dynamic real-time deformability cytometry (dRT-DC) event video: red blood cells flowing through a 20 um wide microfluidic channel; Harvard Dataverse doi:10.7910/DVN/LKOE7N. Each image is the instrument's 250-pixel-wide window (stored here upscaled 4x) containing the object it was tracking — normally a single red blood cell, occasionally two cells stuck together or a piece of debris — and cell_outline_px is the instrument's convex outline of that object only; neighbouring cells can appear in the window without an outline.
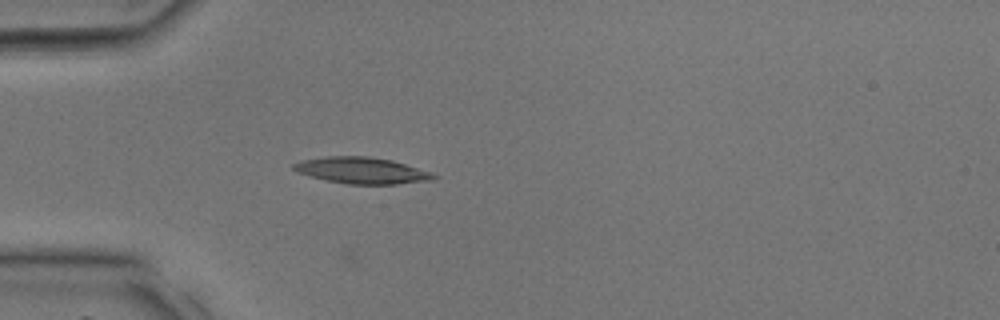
{"species": "common noctule bat (a hibernating species)", "species_latin": "Nyctalus noctula", "temperature_condition": "room temperature", "stored_images_in_passage": 37, "camera_frame_rate_fps": 3000, "um_per_image_px": 0.085, "animal": {"sex": "male", "body_mass_g": 17.9, "forearm_length_mm": 54.2}, "frame": {"image": 1, "passage_image": 11, "time_ms": 3.333, "image_size_px": [1000, 320], "cell_outline_px": [[440, 176], [436, 180], [396, 184], [348, 184], [328, 180], [312, 176], [300, 172], [292, 168], [292, 164], [300, 160], [328, 156], [368, 156], [392, 160], [432, 172]], "centroid_in_image_um": [30.83, 14.49], "position_along_channel_um": 54.2, "area_um2": 21.5}}
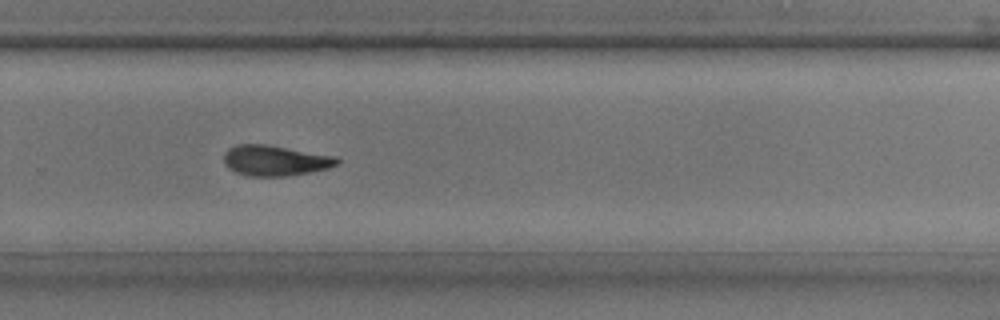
{"frame": {"image": 2, "passage_image": 25, "time_ms": 8.0, "image_size_px": [1000, 320], "cell_outline_px": [[340, 164], [328, 168], [288, 176], [248, 176], [236, 172], [228, 168], [224, 164], [224, 152], [228, 148], [236, 144], [264, 144], [336, 156], [340, 160]], "centroid_in_image_um": [23.37, 13.64], "position_along_channel_um": 306.4, "area_um2": 20.17}}
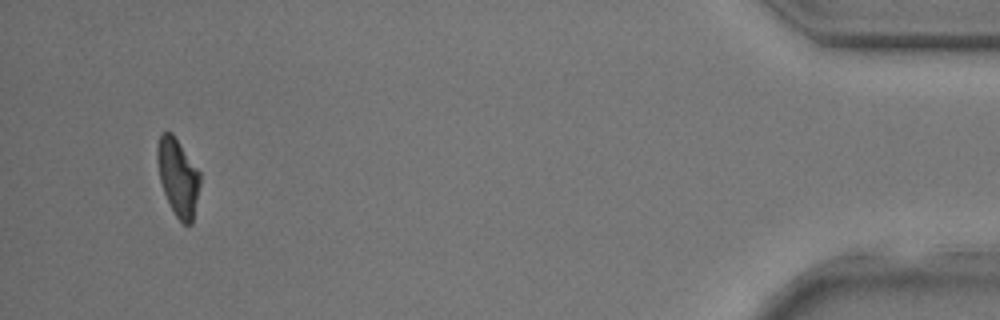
{"frame": {"image": 3, "passage_image": 35, "time_ms": 11.333, "image_size_px": [1000, 320], "cell_outline_px": [[200, 184], [192, 224], [184, 224], [176, 216], [164, 192], [160, 180], [156, 160], [156, 148], [160, 132], [172, 132], [200, 172]], "centroid_in_image_um": [15.11, 15.02], "position_along_channel_um": 420.1, "area_um2": 19.19}}